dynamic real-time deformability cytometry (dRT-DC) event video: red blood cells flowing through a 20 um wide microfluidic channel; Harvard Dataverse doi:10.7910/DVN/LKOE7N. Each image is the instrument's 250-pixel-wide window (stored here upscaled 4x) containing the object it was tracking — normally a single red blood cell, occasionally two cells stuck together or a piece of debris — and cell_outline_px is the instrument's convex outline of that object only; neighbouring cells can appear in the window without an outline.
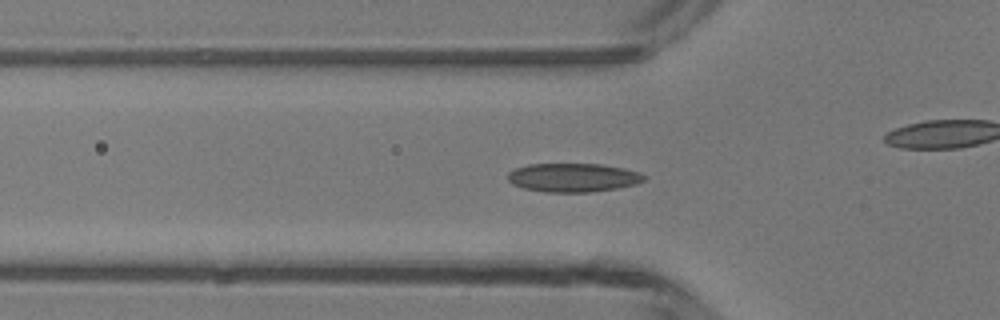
{"species": "common noctule bat (a hibernating species)", "species_latin": "Nyctalus noctula", "temperature_condition": "room temperature", "stored_images_in_passage": 44, "camera_frame_rate_fps": 3000, "um_per_image_px": 0.085, "animal": {"sex": "male", "body_mass_g": 13.3}, "frame": {"image": 1, "passage_image": 11, "time_ms": 3.333, "image_size_px": [1000, 320], "cell_outline_px": [[648, 176], [644, 180], [636, 184], [620, 188], [588, 192], [548, 192], [524, 188], [512, 184], [508, 180], [508, 172], [516, 168], [528, 164], [600, 164], [624, 168], [640, 172]], "centroid_in_image_um": [48.75, 15.09], "position_along_channel_um": 77.1, "area_um2": 22.89}}
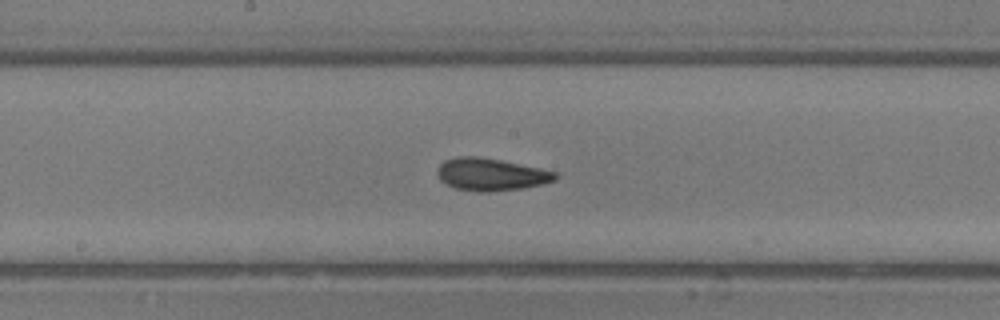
{"frame": {"image": 2, "passage_image": 20, "time_ms": 6.333, "image_size_px": [1000, 320], "cell_outline_px": [[560, 176], [556, 180], [544, 184], [524, 188], [492, 192], [476, 192], [456, 188], [440, 180], [436, 172], [440, 164], [444, 160], [456, 156], [476, 156], [500, 160], [556, 172]], "centroid_in_image_um": [41.73, 14.84], "position_along_channel_um": 206.5, "area_um2": 22.37}}
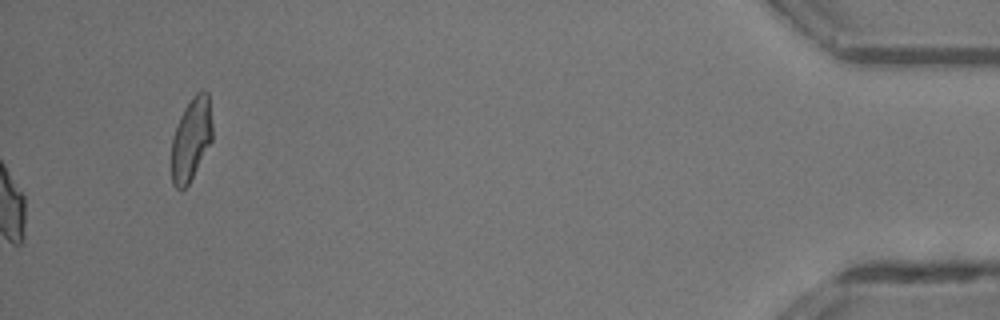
{"frame": {"image": 3, "passage_image": 44, "time_ms": 14.333, "image_size_px": [1000, 320], "cell_outline_px": [[212, 140], [188, 184], [184, 188], [176, 188], [172, 184], [172, 136], [180, 116], [184, 108], [192, 96], [200, 88], [204, 88], [208, 92], [212, 124]], "centroid_in_image_um": [16.25, 11.75], "position_along_channel_um": 418.9, "area_um2": 19.71}, "authors_computed_cell_mechanics": {"area_um2": 21.2415, "velocity_mm_per_s": 4.2754, "shape_relaxation_time_tau1_ms": 5.9682, "shape_relaxation_time_tau2_ms": 2.3442, "deformation_change_tau1": 0.165, "deformation_change_tau2": 0.0863}}